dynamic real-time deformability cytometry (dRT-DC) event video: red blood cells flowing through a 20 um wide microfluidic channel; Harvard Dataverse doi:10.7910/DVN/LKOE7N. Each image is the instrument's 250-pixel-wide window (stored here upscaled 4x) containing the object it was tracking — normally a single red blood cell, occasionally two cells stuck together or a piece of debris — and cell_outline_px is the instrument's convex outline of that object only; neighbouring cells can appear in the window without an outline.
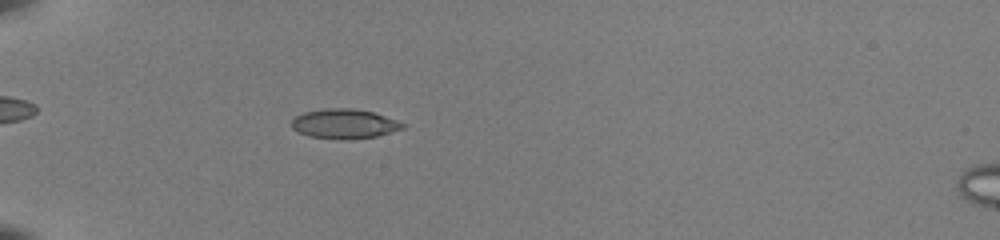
{"species": "common noctule bat (a hibernating species)", "species_latin": "Nyctalus noctula", "temperature_condition": "room temperature", "stored_images_in_passage": 54, "camera_frame_rate_fps": 3000, "um_per_image_px": 0.085, "animal": {"sex": "female", "body_mass_g": 22.0, "forearm_length_mm": 56.7}, "frame": {"image": 1, "passage_image": 19, "time_ms": 6.0, "image_size_px": [1000, 240], "cell_outline_px": [[404, 128], [376, 136], [308, 136], [292, 128], [292, 120], [296, 116], [304, 112], [324, 108], [352, 108], [372, 112], [396, 120], [404, 124]], "centroid_in_image_um": [29.24, 10.46], "position_along_channel_um": 55.8, "area_um2": 17.98}}
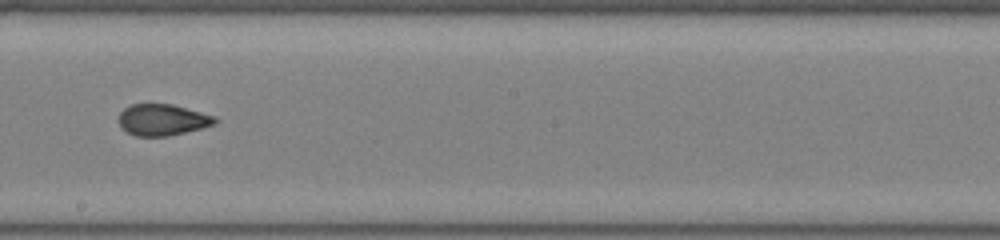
{"frame": {"image": 2, "passage_image": 34, "time_ms": 11.0, "image_size_px": [1000, 240], "cell_outline_px": [[220, 120], [216, 124], [168, 136], [136, 136], [120, 128], [120, 112], [124, 108], [132, 104], [172, 104], [216, 116]], "centroid_in_image_um": [13.84, 10.18], "position_along_channel_um": 234.4, "area_um2": 17.57}}
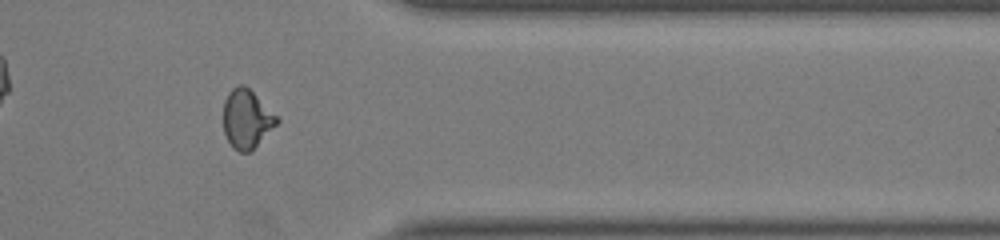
{"frame": {"image": 3, "passage_image": 46, "time_ms": 15.0, "image_size_px": [1000, 240], "cell_outline_px": [[280, 120], [248, 152], [240, 152], [232, 148], [224, 132], [224, 100], [228, 92], [232, 88], [240, 84], [244, 84]], "centroid_in_image_um": [20.92, 10.09], "position_along_channel_um": 390.5, "area_um2": 17.69}, "authors_computed_cell_mechanics": {"area_um2": 18.207, "velocity_mm_per_s": 4.0228, "shape_relaxation_time_tau1_ms": 6.5661, "shape_relaxation_time_tau2_ms": 0.8607, "deformation_change_tau1": 0.1845, "deformation_change_tau2": 0.0552}}